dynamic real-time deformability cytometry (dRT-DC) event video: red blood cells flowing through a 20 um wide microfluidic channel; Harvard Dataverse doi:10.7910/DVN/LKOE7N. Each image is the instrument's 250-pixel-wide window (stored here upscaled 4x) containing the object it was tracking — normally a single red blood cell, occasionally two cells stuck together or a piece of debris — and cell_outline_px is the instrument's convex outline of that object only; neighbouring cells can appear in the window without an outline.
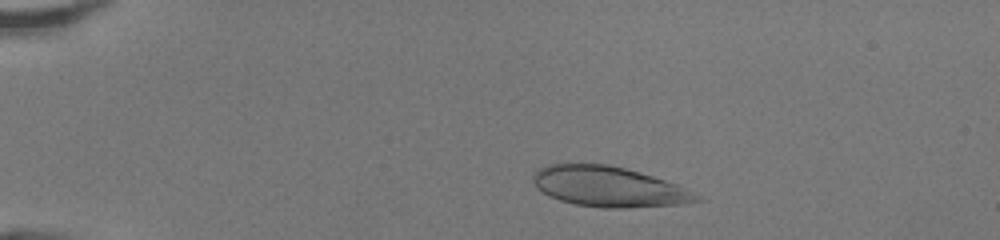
{"species": "human", "species_latin": "Homo sapiens", "temperature_condition": "room temperature", "stored_images_in_passage": 44, "camera_frame_rate_fps": 3000, "um_per_image_px": 0.085, "donor": {"sex": "female"}, "frame": {"image": 1, "passage_image": 6, "time_ms": 1.667, "image_size_px": [1000, 240], "cell_outline_px": [[708, 200], [684, 204], [628, 208], [604, 208], [576, 204], [560, 200], [548, 196], [536, 188], [532, 180], [532, 176], [540, 168], [548, 164], [608, 164], [640, 172], [676, 184]], "centroid_in_image_um": [51.76, 15.88], "position_along_channel_um": 33.2, "area_um2": 38.44}}
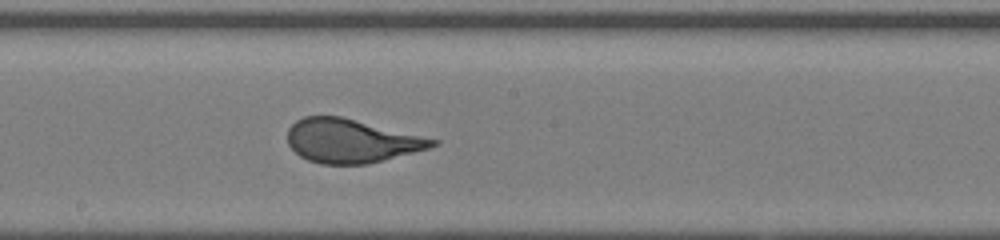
{"frame": {"image": 2, "passage_image": 24, "time_ms": 7.667, "image_size_px": [1000, 240], "cell_outline_px": [[440, 144], [428, 148], [368, 164], [320, 164], [308, 160], [300, 156], [288, 144], [288, 128], [296, 120], [304, 116], [340, 116], [440, 140]], "centroid_in_image_um": [29.84, 11.97], "position_along_channel_um": 218.4, "area_um2": 36.7}}
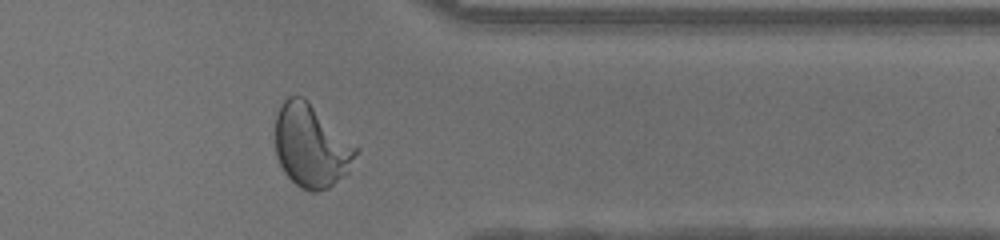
{"frame": {"image": 3, "passage_image": 36, "time_ms": 11.667, "image_size_px": [1000, 240], "cell_outline_px": [[360, 148], [348, 172], [344, 176], [328, 188], [316, 192], [312, 192], [300, 188], [284, 172], [276, 156], [276, 116], [280, 104], [288, 96], [304, 96]], "centroid_in_image_um": [26.47, 12.38], "position_along_channel_um": 384.9, "area_um2": 39.3}, "authors_computed_cell_mechanics": {"area_um2": 38.4659, "velocity_mm_per_s": 4.2929, "shape_relaxation_time_tau1_ms": 4.8064, "shape_relaxation_time_tau2_ms": null, "deformation_change_tau1": 0.2043, "deformation_change_tau2": null}}